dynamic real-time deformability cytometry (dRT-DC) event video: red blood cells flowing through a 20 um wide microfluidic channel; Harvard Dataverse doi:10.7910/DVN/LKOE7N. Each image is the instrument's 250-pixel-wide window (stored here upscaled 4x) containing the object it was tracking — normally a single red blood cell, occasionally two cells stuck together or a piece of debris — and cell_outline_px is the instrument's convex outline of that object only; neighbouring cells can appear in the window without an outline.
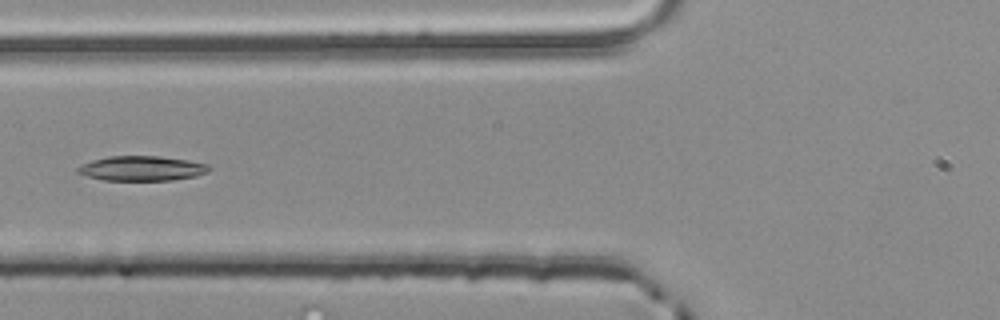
{"species": "common noctule bat (a hibernating species)", "species_latin": "Nyctalus noctula", "temperature_condition": "room temperature", "stored_images_in_passage": 5, "camera_frame_rate_fps": 3000, "um_per_image_px": 0.085, "animal": {"sex": "male", "body_mass_g": 20.4}, "frame": {"image": 1, "passage_image": 5, "time_ms": 1.333, "image_size_px": [1000, 320], "cell_outline_px": [[212, 168], [208, 172], [196, 176], [172, 180], [104, 180], [88, 176], [76, 172], [76, 168], [80, 164], [92, 160], [108, 156], [160, 156], [188, 160], [208, 164]], "centroid_in_image_um": [12.06, 14.31], "position_along_channel_um": 113.7, "area_um2": 19.07}}